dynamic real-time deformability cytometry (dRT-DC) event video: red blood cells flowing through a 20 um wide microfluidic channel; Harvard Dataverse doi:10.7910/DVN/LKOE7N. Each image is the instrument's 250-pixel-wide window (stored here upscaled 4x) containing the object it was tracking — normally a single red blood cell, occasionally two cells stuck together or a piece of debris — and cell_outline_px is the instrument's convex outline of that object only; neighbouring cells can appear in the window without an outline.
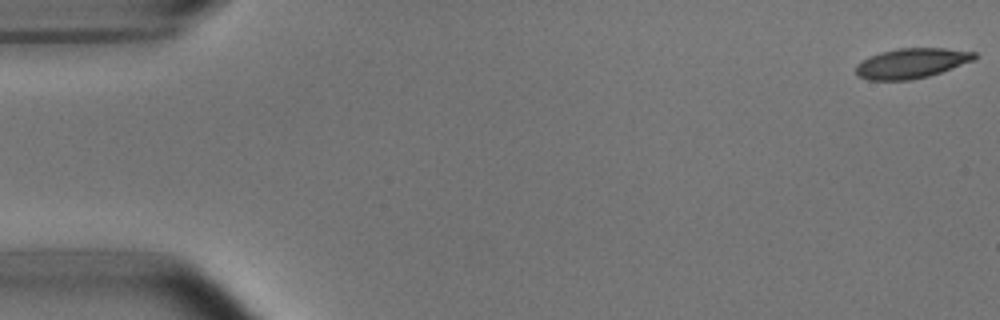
{"species": "common noctule bat (a hibernating species)", "species_latin": "Nyctalus noctula", "temperature_condition": "room temperature", "stored_images_in_passage": 10, "camera_frame_rate_fps": 3000, "um_per_image_px": 0.085, "animal": {"sex": "male", "body_mass_g": 15.6}, "frame": {"image": 1, "passage_image": 1, "time_ms": 0.0, "image_size_px": [1000, 320], "cell_outline_px": [[976, 56], [972, 60], [940, 72], [928, 76], [908, 80], [868, 80], [856, 76], [856, 64], [868, 56], [880, 52], [896, 48], [944, 48], [976, 52]], "centroid_in_image_um": [77.4, 5.37], "position_along_channel_um": 7.6, "area_um2": 20.63}}